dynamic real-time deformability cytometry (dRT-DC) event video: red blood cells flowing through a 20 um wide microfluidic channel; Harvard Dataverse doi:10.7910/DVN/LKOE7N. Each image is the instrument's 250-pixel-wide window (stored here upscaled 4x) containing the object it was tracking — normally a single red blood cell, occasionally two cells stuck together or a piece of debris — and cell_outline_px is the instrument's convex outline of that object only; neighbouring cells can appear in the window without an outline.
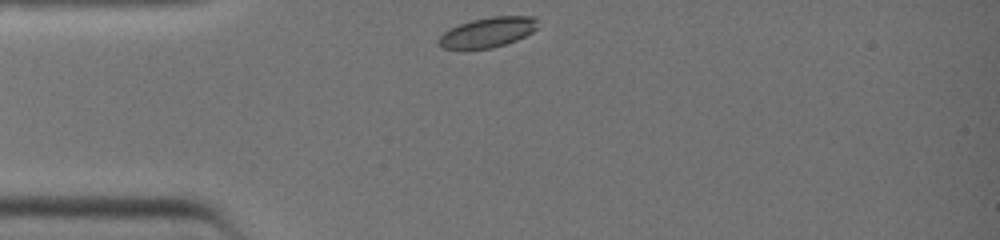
{"species": "common noctule bat (a hibernating species)", "species_latin": "Nyctalus noctula", "temperature_condition": "warm", "stored_images_in_passage": 6, "camera_frame_rate_fps": 3000, "um_per_image_px": 0.085, "animal": {"sex": "female", "body_mass_g": 19.0, "forearm_length_mm": 51.5}, "frame": {"image": 1, "passage_image": 1, "time_ms": 0.0, "image_size_px": [1000, 240], "cell_outline_px": [[536, 28], [532, 32], [516, 40], [492, 48], [464, 52], [444, 48], [436, 44], [436, 40], [444, 32], [460, 24], [472, 20], [492, 16], [536, 16]], "centroid_in_image_um": [41.37, 2.79], "position_along_channel_um": 43.6, "area_um2": 17.74}}
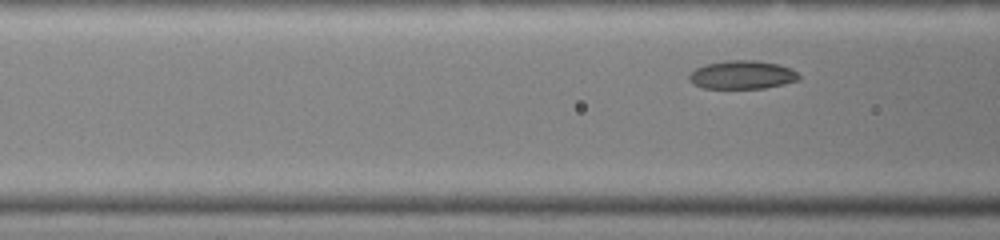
{"frame": {"image": 2, "passage_image": 6, "time_ms": 1.667, "image_size_px": [1000, 240], "cell_outline_px": [[680, 200], [672, 204], [552, 216], [504, 200], [496, 196], [680, 196]], "centroid_in_image_um": [49.88, 17.27], "position_along_channel_um": 116.7, "area_um2": 16.76}}